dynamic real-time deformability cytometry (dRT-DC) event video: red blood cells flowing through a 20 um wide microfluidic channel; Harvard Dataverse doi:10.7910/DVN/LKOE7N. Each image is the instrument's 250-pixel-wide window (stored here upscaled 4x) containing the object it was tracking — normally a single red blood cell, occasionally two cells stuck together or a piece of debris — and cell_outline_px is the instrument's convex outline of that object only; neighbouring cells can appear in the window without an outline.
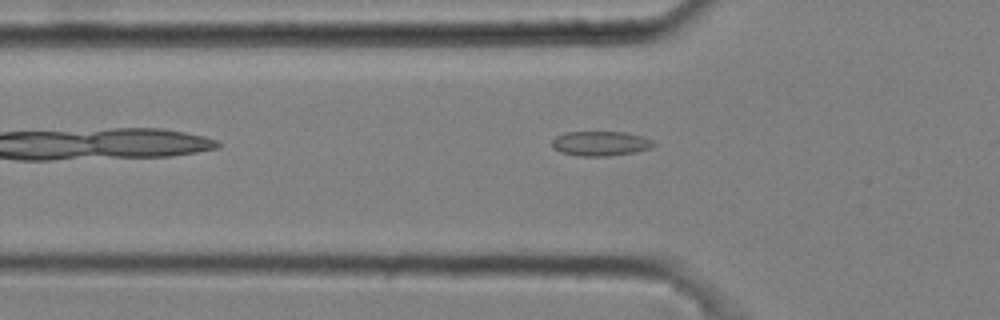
{"species": "common noctule bat (a hibernating species)", "species_latin": "Nyctalus noctula", "temperature_condition": "cold", "stored_images_in_passage": 4, "camera_frame_rate_fps": 3000, "um_per_image_px": 0.085, "animal": {"sex": "male", "body_mass_g": 20.4}, "frame": {"image": 1, "passage_image": 4, "time_ms": 1.0, "image_size_px": [1000, 320], "cell_outline_px": [[656, 144], [648, 148], [636, 152], [608, 156], [580, 156], [560, 152], [552, 148], [552, 140], [556, 136], [564, 132], [624, 132], [644, 136], [652, 140]], "centroid_in_image_um": [51.02, 12.19], "position_along_channel_um": 74.8, "area_um2": 14.68}}